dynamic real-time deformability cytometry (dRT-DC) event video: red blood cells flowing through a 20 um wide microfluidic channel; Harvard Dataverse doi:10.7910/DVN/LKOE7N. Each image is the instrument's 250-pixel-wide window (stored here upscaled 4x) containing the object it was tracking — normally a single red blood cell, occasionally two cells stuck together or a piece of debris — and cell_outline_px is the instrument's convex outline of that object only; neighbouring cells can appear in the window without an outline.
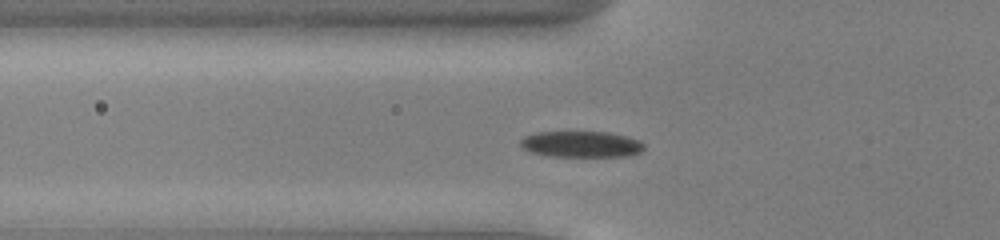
{"species": "common noctule bat (a hibernating species)", "species_latin": "Nyctalus noctula", "temperature_condition": "cold", "stored_images_in_passage": 42, "camera_frame_rate_fps": 3000, "um_per_image_px": 0.085, "animal": {"sex": "male", "body_mass_g": 13.0, "forearm_length_mm": 53.1}, "frame": {"image": 1, "passage_image": 8, "time_ms": 2.333, "image_size_px": [1000, 240], "cell_outline_px": [[644, 148], [640, 152], [628, 156], [552, 156], [528, 152], [520, 144], [520, 140], [524, 136], [536, 132], [608, 132], [628, 136], [640, 140], [644, 144]], "centroid_in_image_um": [49.41, 12.25], "position_along_channel_um": 76.4, "area_um2": 18.9}}
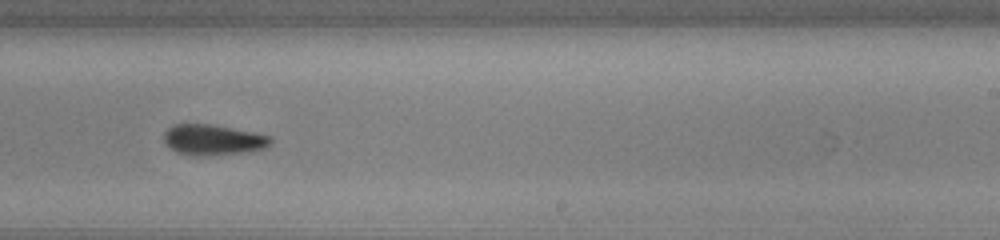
{"frame": {"image": 2, "passage_image": 23, "time_ms": 7.333, "image_size_px": [1000, 240], "cell_outline_px": [[272, 144], [264, 148], [248, 152], [208, 156], [192, 156], [176, 152], [168, 148], [164, 144], [164, 132], [172, 124], [212, 124], [256, 132], [272, 136]], "centroid_in_image_um": [18.11, 11.89], "position_along_channel_um": 270.9, "area_um2": 19.59}}
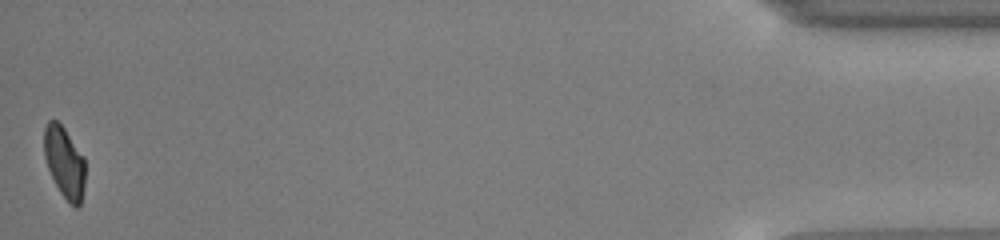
{"frame": {"image": 3, "passage_image": 42, "time_ms": 13.667, "image_size_px": [1000, 240], "cell_outline_px": [[84, 184], [80, 208], [76, 208], [68, 204], [60, 192], [48, 168], [44, 156], [44, 128], [48, 120], [56, 120], [64, 128], [84, 156]], "centroid_in_image_um": [5.48, 13.82], "position_along_channel_um": 429.7, "area_um2": 17.11}, "authors_computed_cell_mechanics": {"area_um2": 18.8717, "velocity_mm_per_s": 3.8963, "shape_relaxation_time_tau1_ms": 1.9851, "shape_relaxation_time_tau2_ms": 2.3252, "deformation_change_tau1": 0.0995, "deformation_change_tau2": 0.0741}}